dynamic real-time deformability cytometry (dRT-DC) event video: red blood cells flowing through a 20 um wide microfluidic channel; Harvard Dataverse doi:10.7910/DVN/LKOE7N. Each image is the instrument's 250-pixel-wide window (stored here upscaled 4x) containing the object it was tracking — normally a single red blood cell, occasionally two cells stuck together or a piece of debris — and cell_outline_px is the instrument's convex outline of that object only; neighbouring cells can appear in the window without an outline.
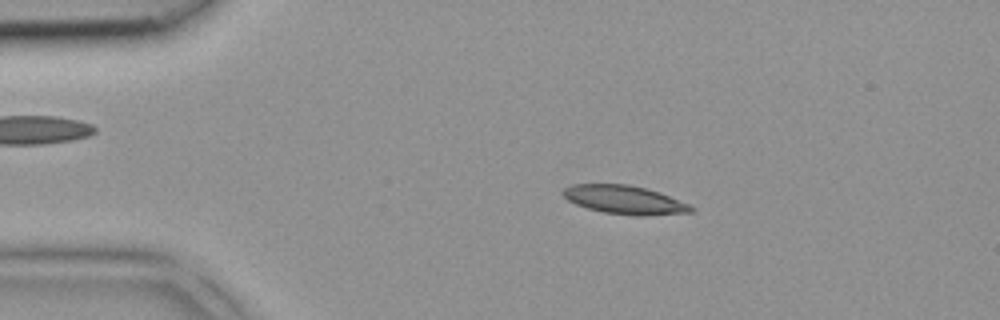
{"species": "common noctule bat (a hibernating species)", "species_latin": "Nyctalus noctula", "temperature_condition": "room temperature", "stored_images_in_passage": 38, "camera_frame_rate_fps": 3000, "um_per_image_px": 0.085, "animal": {"sex": "female", "body_mass_g": 18.4}, "frame": {"image": 1, "passage_image": 4, "time_ms": 1.0, "image_size_px": [1000, 320], "cell_outline_px": [[696, 208], [692, 212], [644, 216], [636, 216], [604, 212], [588, 208], [576, 204], [568, 200], [564, 196], [564, 188], [572, 184], [628, 184], [648, 188], [660, 192], [688, 204]], "centroid_in_image_um": [53.12, 16.98], "position_along_channel_um": 31.9, "area_um2": 21.27}}
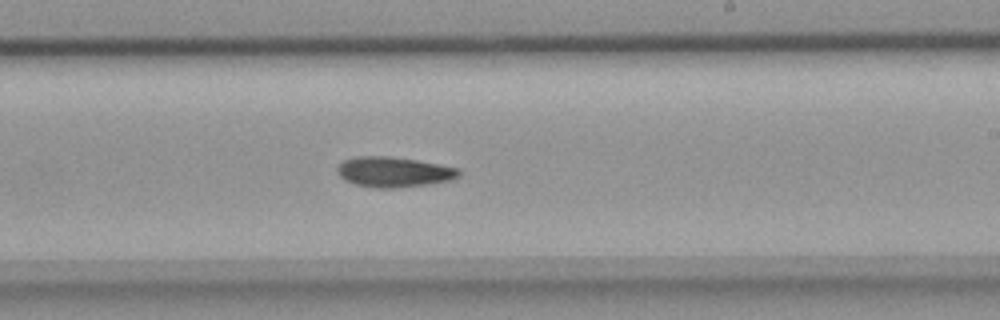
{"frame": {"image": 2, "passage_image": 21, "time_ms": 6.667, "image_size_px": [1000, 320], "cell_outline_px": [[460, 176], [452, 180], [428, 184], [392, 188], [376, 188], [356, 184], [344, 180], [336, 172], [336, 168], [344, 160], [356, 156], [388, 156], [416, 160], [460, 168]], "centroid_in_image_um": [33.47, 14.61], "position_along_channel_um": 255.5, "area_um2": 21.44}}
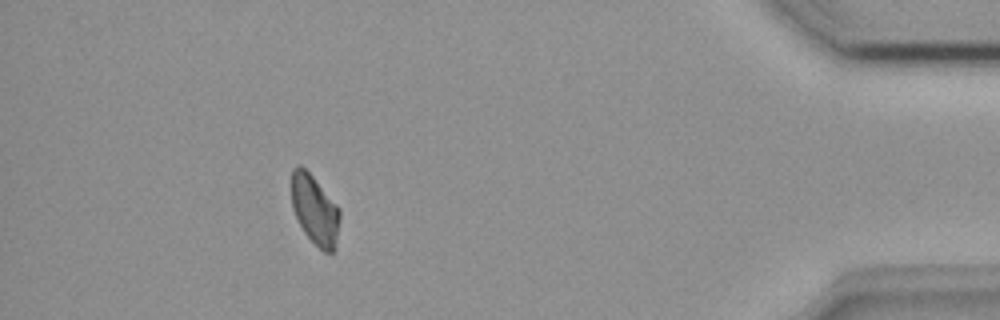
{"frame": {"image": 3, "passage_image": 34, "time_ms": 11.0, "image_size_px": [1000, 320], "cell_outline_px": [[340, 220], [336, 248], [332, 252], [324, 252], [304, 232], [292, 208], [292, 168], [296, 164], [300, 164], [312, 176], [340, 208]], "centroid_in_image_um": [26.78, 17.83], "position_along_channel_um": 408.4, "area_um2": 19.48}}